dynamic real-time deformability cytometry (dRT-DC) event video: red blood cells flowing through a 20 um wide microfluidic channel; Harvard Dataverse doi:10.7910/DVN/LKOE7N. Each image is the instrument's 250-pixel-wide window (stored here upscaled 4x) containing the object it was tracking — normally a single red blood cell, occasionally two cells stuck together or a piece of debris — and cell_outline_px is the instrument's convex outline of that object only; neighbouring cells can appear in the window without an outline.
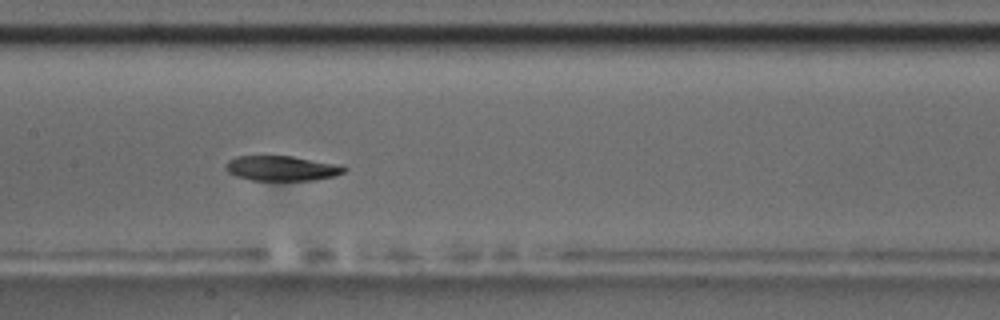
{"species": "common noctule bat (a hibernating species)", "species_latin": "Nyctalus noctula", "temperature_condition": "room temperature", "stored_images_in_passage": 56, "camera_frame_rate_fps": 3000, "um_per_image_px": 0.085, "animal": {"sex": "male", "body_mass_g": 17.5, "forearm_length_mm": 52.3}, "frame": {"image": 1, "passage_image": 28, "time_ms": 9.0, "image_size_px": [1000, 320], "cell_outline_px": [[348, 168], [344, 172], [332, 176], [316, 180], [252, 180], [236, 176], [228, 172], [224, 168], [224, 164], [228, 160], [236, 156], [292, 156], [344, 164]], "centroid_in_image_um": [23.97, 14.29], "position_along_channel_um": 183.4, "area_um2": 17.51}}
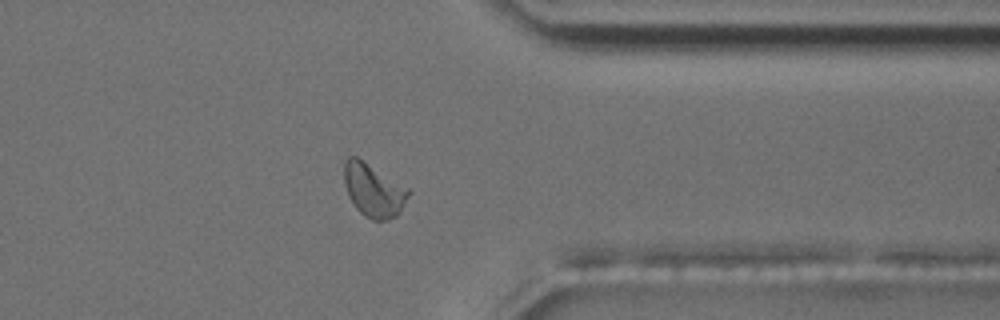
{"frame": {"image": 2, "passage_image": 45, "time_ms": 14.667, "image_size_px": [1000, 320], "cell_outline_px": [[412, 192], [400, 212], [396, 216], [388, 220], [372, 220], [364, 216], [356, 208], [348, 196], [344, 184], [344, 160], [348, 156], [356, 156], [408, 188]], "centroid_in_image_um": [31.74, 16.18], "position_along_channel_um": 379.7, "area_um2": 20.06}}
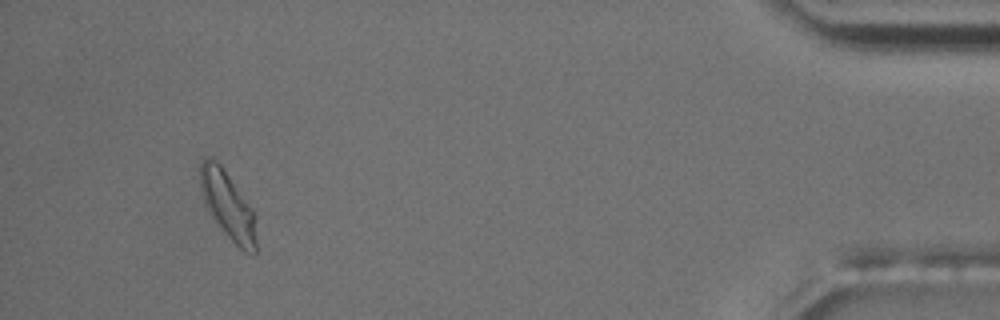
{"frame": {"image": 3, "passage_image": 53, "time_ms": 17.333, "image_size_px": [1000, 320], "cell_outline_px": [[256, 252], [252, 256], [244, 252], [228, 236], [208, 212], [204, 204], [200, 188], [200, 164], [208, 156], [212, 156], [220, 164], [252, 208], [256, 216]], "centroid_in_image_um": [19.38, 17.47], "position_along_channel_um": 415.8, "area_um2": 22.14}, "authors_computed_cell_mechanics": {"area_um2": 18.4093, "velocity_mm_per_s": 3.5907, "shape_relaxation_time_tau1_ms": 7.0765, "shape_relaxation_time_tau2_ms": 7.0465, "deformation_change_tau1": 0.1864, "deformation_change_tau2": 0.1392}}